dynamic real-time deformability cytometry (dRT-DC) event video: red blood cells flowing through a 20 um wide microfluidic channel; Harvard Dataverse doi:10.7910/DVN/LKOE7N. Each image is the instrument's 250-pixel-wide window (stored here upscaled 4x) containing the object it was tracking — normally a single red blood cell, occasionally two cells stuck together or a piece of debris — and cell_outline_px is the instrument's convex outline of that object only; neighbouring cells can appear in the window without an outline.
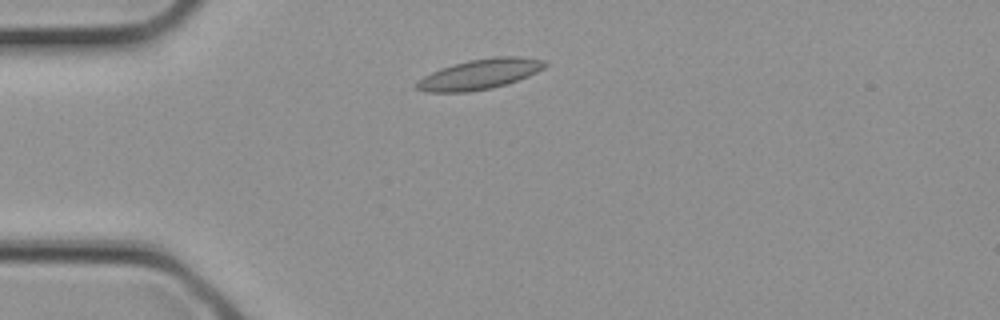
{"species": "common noctule bat (a hibernating species)", "species_latin": "Nyctalus noctula", "temperature_condition": "cold", "stored_images_in_passage": 1, "camera_frame_rate_fps": 3000, "um_per_image_px": 0.085, "animal": {"sex": "female", "body_mass_g": 21.9}, "frame": {"image": 1, "passage_image": 1, "time_ms": 0.0, "image_size_px": [1000, 320], "cell_outline_px": [[548, 64], [544, 68], [528, 76], [508, 84], [492, 88], [468, 92], [424, 92], [416, 88], [416, 84], [424, 76], [440, 68], [468, 60], [496, 56], [520, 56], [544, 60]], "centroid_in_image_um": [40.8, 6.3], "position_along_channel_um": 44.2, "area_um2": 22.6}}